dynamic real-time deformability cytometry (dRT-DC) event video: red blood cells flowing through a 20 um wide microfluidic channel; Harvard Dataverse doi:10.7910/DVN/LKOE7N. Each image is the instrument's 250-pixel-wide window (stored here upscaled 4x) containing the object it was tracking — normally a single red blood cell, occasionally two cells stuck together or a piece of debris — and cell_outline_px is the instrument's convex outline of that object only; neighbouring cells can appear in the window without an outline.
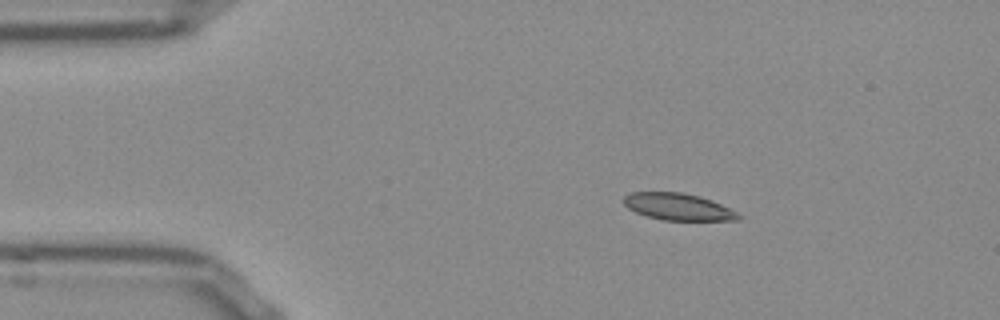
{"species": "Egyptian fruit bat (a non-hibernating species)", "species_latin": "Rousettus aegyptiacus", "temperature_condition": "room temperature", "stored_images_in_passage": 45, "camera_frame_rate_fps": 3000, "um_per_image_px": 0.085, "frame": {"image": 1, "passage_image": 1, "time_ms": 0.0, "image_size_px": [1000, 320], "cell_outline_px": [[744, 216], [740, 220], [664, 220], [648, 216], [636, 212], [628, 208], [624, 204], [624, 196], [632, 192], [680, 192], [700, 196], [712, 200]], "centroid_in_image_um": [57.66, 17.57], "position_along_channel_um": 27.3, "area_um2": 17.86}}
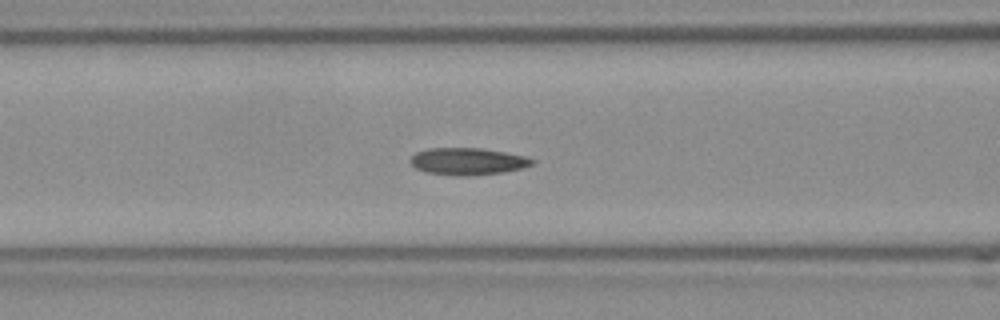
{"frame": {"image": 2, "passage_image": 13, "time_ms": 4.0, "image_size_px": [1000, 320], "cell_outline_px": [[536, 164], [524, 168], [504, 172], [472, 176], [456, 176], [424, 172], [416, 168], [408, 160], [416, 152], [428, 148], [480, 148], [504, 152], [524, 156], [536, 160]], "centroid_in_image_um": [39.77, 13.73], "position_along_channel_um": 126.8, "area_um2": 19.48}}
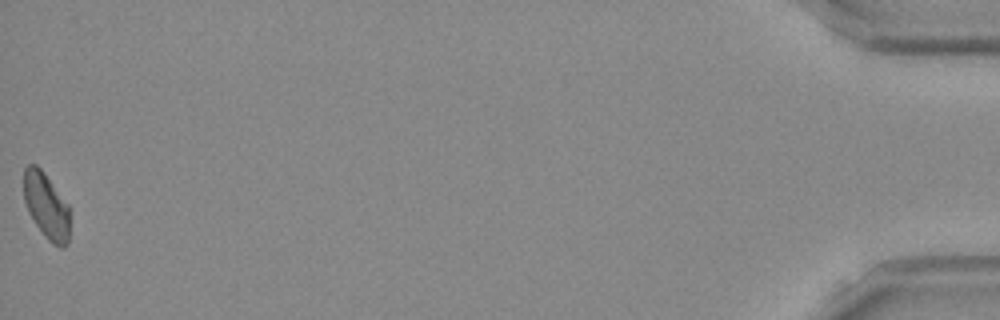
{"frame": {"image": 3, "passage_image": 45, "time_ms": 14.667, "image_size_px": [1000, 320], "cell_outline_px": [[68, 244], [64, 248], [60, 248], [52, 244], [44, 236], [28, 212], [24, 200], [24, 168], [28, 164], [36, 164], [44, 172], [68, 204]], "centroid_in_image_um": [3.92, 17.5], "position_along_channel_um": 431.3, "area_um2": 17.63}, "authors_computed_cell_mechanics": {"area_um2": 18.496, "velocity_mm_per_s": 3.8352, "shape_relaxation_time_tau1_ms": 9.8626, "shape_relaxation_time_tau2_ms": 7.0152, "deformation_change_tau1": 0.1892, "deformation_change_tau2": 0.1333}}